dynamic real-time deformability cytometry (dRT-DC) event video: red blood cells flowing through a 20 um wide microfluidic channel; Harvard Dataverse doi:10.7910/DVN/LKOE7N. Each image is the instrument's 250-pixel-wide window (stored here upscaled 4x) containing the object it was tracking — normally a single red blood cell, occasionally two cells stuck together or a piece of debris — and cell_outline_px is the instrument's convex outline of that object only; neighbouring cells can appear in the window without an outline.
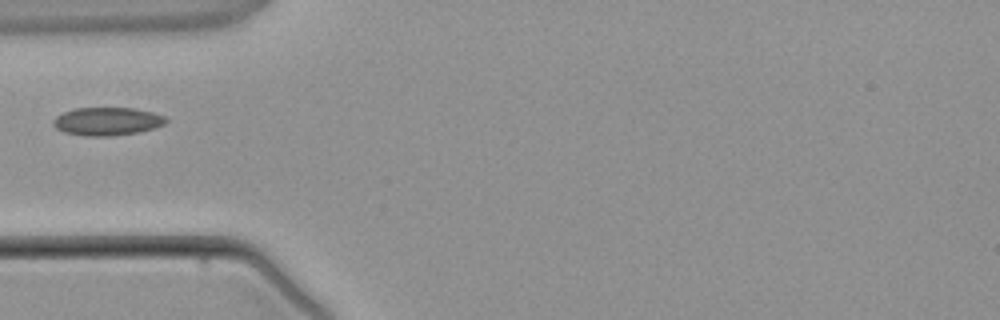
{"species": "common noctule bat (a hibernating species)", "species_latin": "Nyctalus noctula", "temperature_condition": "warm", "stored_images_in_passage": 4, "camera_frame_rate_fps": 3000, "um_per_image_px": 0.085, "animal": {"sex": "male", "body_mass_g": 21.5, "forearm_length_mm": 52.0}, "frame": {"image": 1, "passage_image": 4, "time_ms": 3.667, "image_size_px": [1000, 320], "cell_outline_px": [[168, 120], [164, 124], [152, 128], [136, 132], [112, 136], [84, 136], [64, 132], [56, 128], [52, 124], [52, 120], [56, 116], [64, 112], [76, 108], [136, 108], [152, 112], [164, 116]], "centroid_in_image_um": [9.08, 10.31], "position_along_channel_um": 75.9, "area_um2": 18.38}}